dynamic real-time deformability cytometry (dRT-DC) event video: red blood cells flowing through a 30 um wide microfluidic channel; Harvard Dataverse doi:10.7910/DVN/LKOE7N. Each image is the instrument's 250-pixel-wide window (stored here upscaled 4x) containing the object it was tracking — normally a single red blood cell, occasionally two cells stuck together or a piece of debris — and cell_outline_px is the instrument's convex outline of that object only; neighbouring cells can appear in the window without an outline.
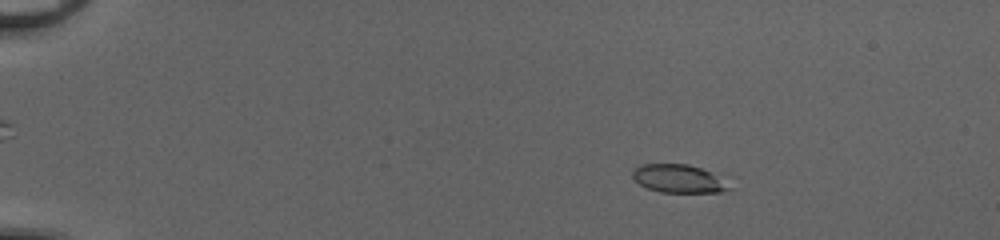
{"species": "common noctule bat (a hibernating species)", "species_latin": "Nyctalus noctula", "temperature_condition": "cold", "stored_images_in_passage": 52, "camera_frame_rate_fps": 3000, "um_per_image_px": 0.085, "animal": {"sex": "female", "body_mass_g": 20.0, "forearm_length_mm": 54.0}, "frame": {"image": 1, "passage_image": 9, "time_ms": 2.667, "image_size_px": [1000, 240], "cell_outline_px": [[732, 188], [720, 192], [660, 192], [648, 188], [640, 184], [632, 176], [632, 172], [640, 164], [688, 164], [700, 168], [708, 172]], "centroid_in_image_um": [57.6, 15.18], "position_along_channel_um": 27.4, "area_um2": 15.32}}
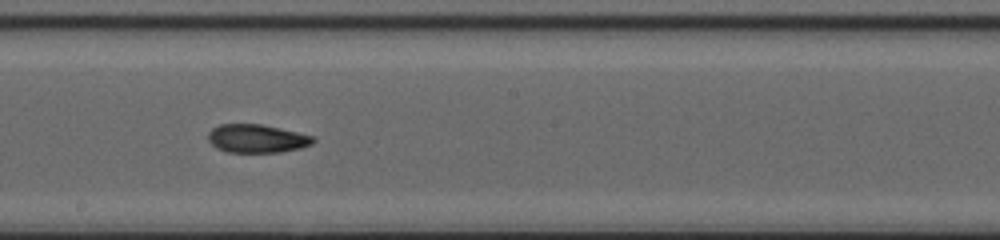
{"frame": {"image": 2, "passage_image": 31, "time_ms": 10.0, "image_size_px": [1000, 240], "cell_outline_px": [[316, 140], [312, 144], [300, 148], [280, 152], [228, 152], [216, 148], [208, 140], [208, 132], [212, 128], [220, 124], [260, 124], [280, 128], [316, 136]], "centroid_in_image_um": [21.85, 11.77], "position_along_channel_um": 226.4, "area_um2": 17.46}}
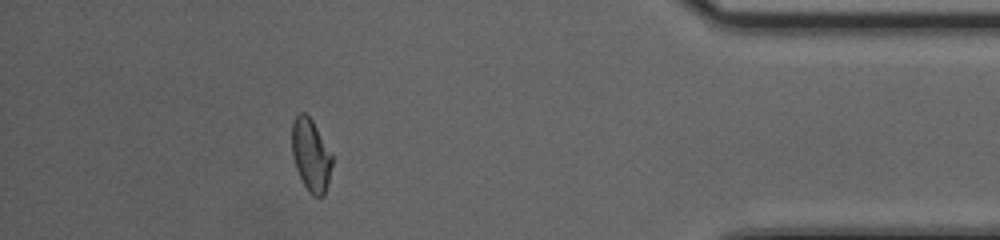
{"frame": {"image": 3, "passage_image": 47, "time_ms": 15.333, "image_size_px": [1000, 240], "cell_outline_px": [[332, 164], [328, 184], [324, 196], [312, 196], [308, 192], [296, 168], [292, 156], [292, 124], [296, 116], [300, 112], [304, 112], [312, 120], [332, 156]], "centroid_in_image_um": [26.41, 13.21], "position_along_channel_um": 408.8, "area_um2": 16.76}, "authors_computed_cell_mechanics": {"area_um2": 17.629, "velocity_mm_per_s": 4.1124, "shape_relaxation_time_tau1_ms": null, "shape_relaxation_time_tau2_ms": 2.3445, "deformation_change_tau1": null, "deformation_change_tau2": 0.0947}}